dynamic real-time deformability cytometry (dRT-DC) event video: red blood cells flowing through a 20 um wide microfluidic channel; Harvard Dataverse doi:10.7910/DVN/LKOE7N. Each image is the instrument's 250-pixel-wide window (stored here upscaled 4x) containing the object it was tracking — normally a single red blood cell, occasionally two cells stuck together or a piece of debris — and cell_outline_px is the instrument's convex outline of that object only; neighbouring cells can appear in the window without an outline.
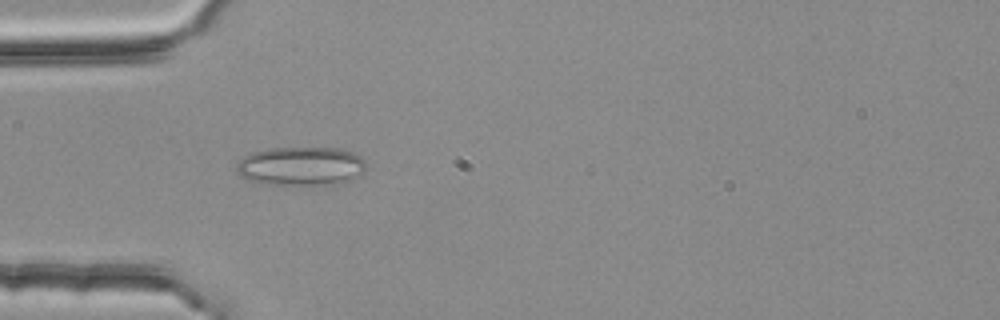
{"species": "common noctule bat (a hibernating species)", "species_latin": "Nyctalus noctula", "temperature_condition": "room temperature", "stored_images_in_passage": 3, "camera_frame_rate_fps": 3000, "um_per_image_px": 0.085, "animal": {"sex": "female", "body_mass_g": 25.1}, "frame": {"image": 1, "passage_image": 3, "time_ms": 0.667, "image_size_px": [1000, 320], "cell_outline_px": [[364, 172], [360, 176], [344, 180], [312, 184], [264, 184], [248, 180], [240, 176], [236, 168], [236, 164], [244, 156], [252, 152], [268, 148], [336, 148], [352, 152], [360, 156], [364, 160]], "centroid_in_image_um": [25.51, 14.1], "position_along_channel_um": 59.5, "area_um2": 28.78}}